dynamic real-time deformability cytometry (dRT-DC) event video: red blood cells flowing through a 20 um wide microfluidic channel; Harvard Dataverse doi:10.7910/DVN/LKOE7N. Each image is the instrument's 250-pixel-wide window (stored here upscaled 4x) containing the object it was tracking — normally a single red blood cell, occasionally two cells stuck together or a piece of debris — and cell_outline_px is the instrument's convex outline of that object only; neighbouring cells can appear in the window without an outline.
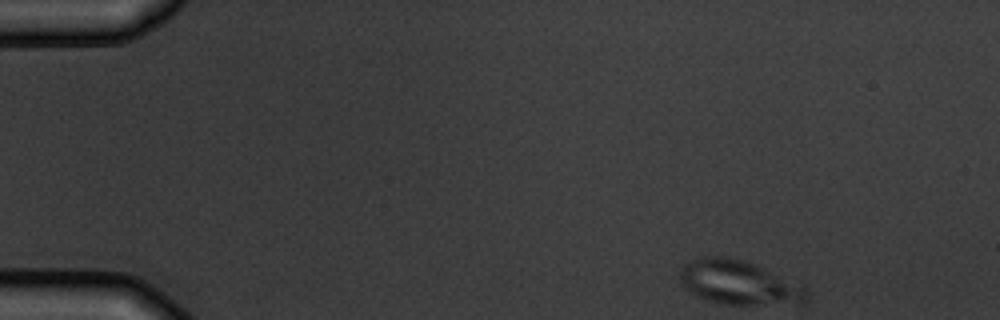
{"species": "common noctule bat (a hibernating species)", "species_latin": "Nyctalus noctula", "temperature_condition": "warm", "stored_images_in_passage": 5, "camera_frame_rate_fps": 3000, "um_per_image_px": 0.085, "animal": {"sex": "male", "body_mass_g": 19.5, "forearm_length_mm": 54.6}, "frame": {"image": 1, "passage_image": 1, "time_ms": 0.0, "image_size_px": [1000, 320], "cell_outline_px": [[808, 304], [724, 304], [708, 300], [696, 296], [688, 292], [684, 288], [680, 280], [680, 268], [684, 264], [700, 256], [724, 256], [744, 260], [764, 268], [804, 288], [808, 292]], "centroid_in_image_um": [62.76, 24.03], "position_along_channel_um": 22.2, "area_um2": 32.54}}